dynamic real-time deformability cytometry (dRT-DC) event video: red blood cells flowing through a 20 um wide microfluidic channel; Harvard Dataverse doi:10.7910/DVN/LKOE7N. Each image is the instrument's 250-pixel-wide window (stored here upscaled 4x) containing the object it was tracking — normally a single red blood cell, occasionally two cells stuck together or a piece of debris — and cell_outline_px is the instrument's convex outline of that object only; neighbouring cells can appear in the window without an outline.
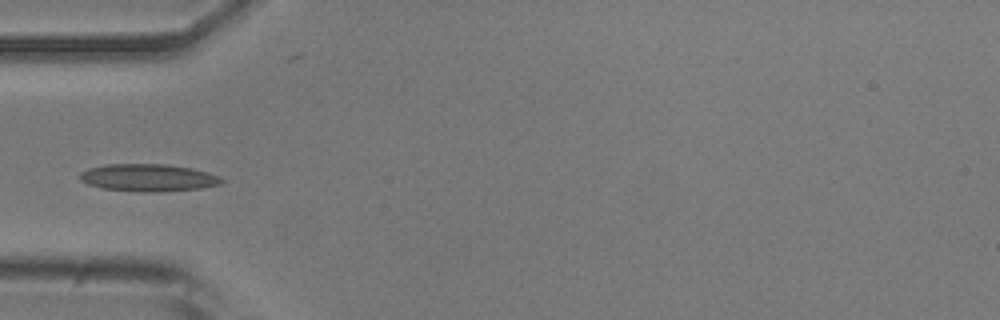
{"species": "common noctule bat (a hibernating species)", "species_latin": "Nyctalus noctula", "temperature_condition": "room temperature", "stored_images_in_passage": 37, "camera_frame_rate_fps": 3000, "um_per_image_px": 0.085, "animal": {"sex": "male", "body_mass_g": 20.5, "forearm_length_mm": 52.5}, "frame": {"image": 1, "passage_image": 1, "time_ms": 0.0, "image_size_px": [1000, 320], "cell_outline_px": [[224, 184], [200, 188], [160, 192], [140, 192], [100, 188], [88, 184], [80, 180], [80, 172], [88, 168], [104, 164], [168, 164], [192, 168], [208, 172], [220, 176], [224, 180]], "centroid_in_image_um": [12.62, 15.1], "position_along_channel_um": 72.4, "area_um2": 22.95}}
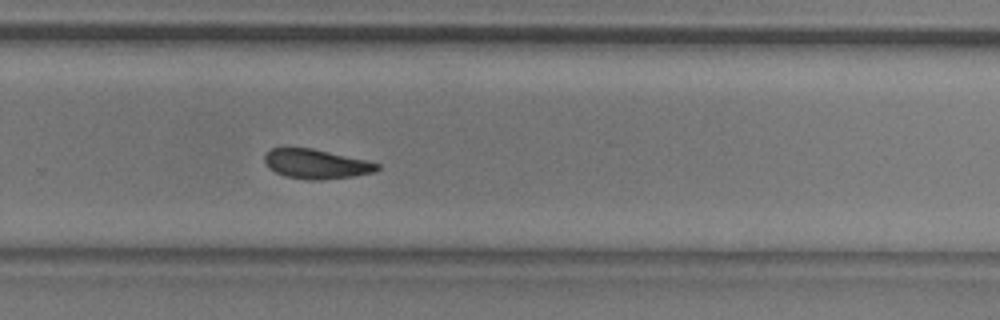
{"frame": {"image": 2, "passage_image": 19, "time_ms": 6.0, "image_size_px": [1000, 320], "cell_outline_px": [[380, 168], [376, 172], [352, 176], [324, 180], [308, 180], [284, 176], [268, 168], [264, 164], [264, 156], [272, 148], [312, 148], [368, 160], [380, 164]], "centroid_in_image_um": [26.89, 13.94], "position_along_channel_um": 302.9, "area_um2": 19.54}}
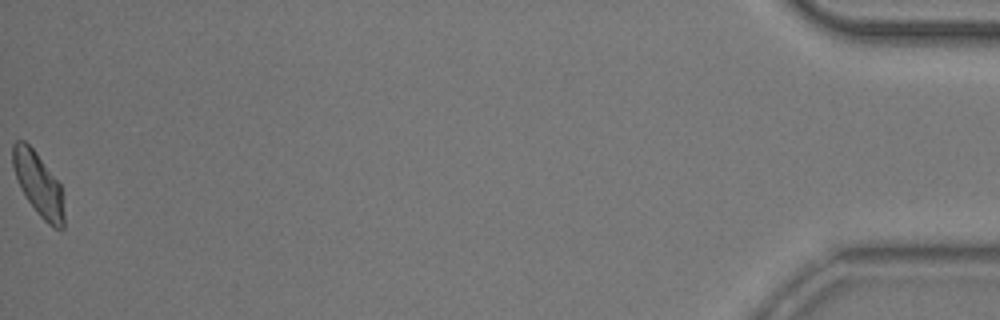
{"frame": {"image": 3, "passage_image": 37, "time_ms": 12.0, "image_size_px": [1000, 320], "cell_outline_px": [[64, 228], [52, 228], [36, 212], [28, 200], [16, 176], [12, 164], [12, 144], [16, 140], [24, 140], [36, 152], [60, 184], [64, 212]], "centroid_in_image_um": [3.26, 15.65], "position_along_channel_um": 431.9, "area_um2": 18.61}}